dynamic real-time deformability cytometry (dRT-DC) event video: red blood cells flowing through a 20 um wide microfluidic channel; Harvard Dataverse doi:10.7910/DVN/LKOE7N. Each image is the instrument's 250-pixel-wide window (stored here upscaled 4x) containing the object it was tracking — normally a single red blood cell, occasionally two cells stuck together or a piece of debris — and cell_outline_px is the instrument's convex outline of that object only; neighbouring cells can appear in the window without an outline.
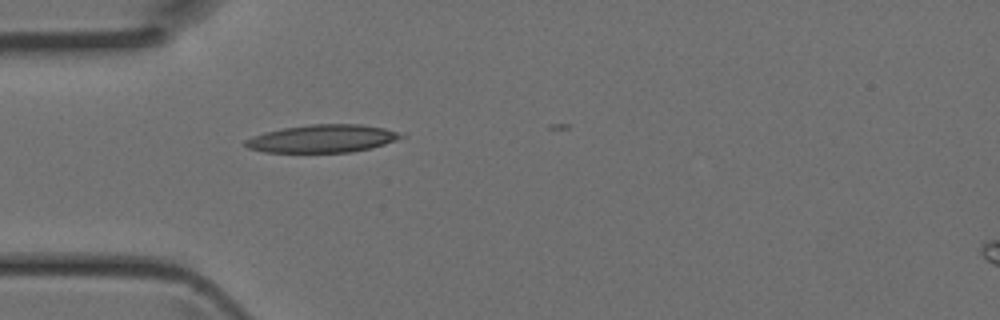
{"species": "Egyptian fruit bat (a non-hibernating species)", "species_latin": "Rousettus aegyptiacus", "temperature_condition": "room temperature", "stored_images_in_passage": 6, "camera_frame_rate_fps": 3000, "um_per_image_px": 0.085, "animal": {"sex": "female"}, "frame": {"image": 1, "passage_image": 1, "time_ms": 0.0, "image_size_px": [1000, 320], "cell_outline_px": [[404, 136], [396, 140], [372, 148], [352, 152], [264, 152], [248, 148], [244, 144], [244, 140], [252, 136], [264, 132], [284, 128], [312, 124], [360, 124], [384, 128], [396, 132]], "centroid_in_image_um": [27.37, 11.78], "position_along_channel_um": 57.6, "area_um2": 25.09}}
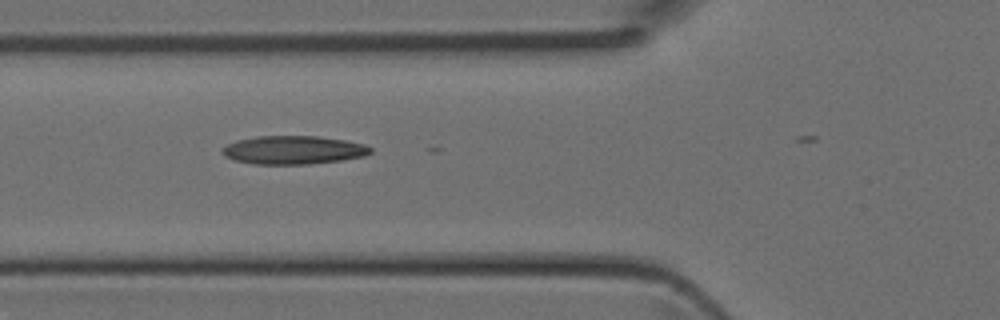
{"frame": {"image": 2, "passage_image": 4, "time_ms": 1.0, "image_size_px": [1000, 320], "cell_outline_px": [[372, 152], [364, 156], [344, 160], [308, 164], [252, 164], [236, 160], [224, 156], [220, 152], [220, 148], [236, 140], [256, 136], [320, 136], [344, 140], [364, 144], [372, 148]], "centroid_in_image_um": [24.92, 12.75], "position_along_channel_um": 100.9, "area_um2": 24.74}}